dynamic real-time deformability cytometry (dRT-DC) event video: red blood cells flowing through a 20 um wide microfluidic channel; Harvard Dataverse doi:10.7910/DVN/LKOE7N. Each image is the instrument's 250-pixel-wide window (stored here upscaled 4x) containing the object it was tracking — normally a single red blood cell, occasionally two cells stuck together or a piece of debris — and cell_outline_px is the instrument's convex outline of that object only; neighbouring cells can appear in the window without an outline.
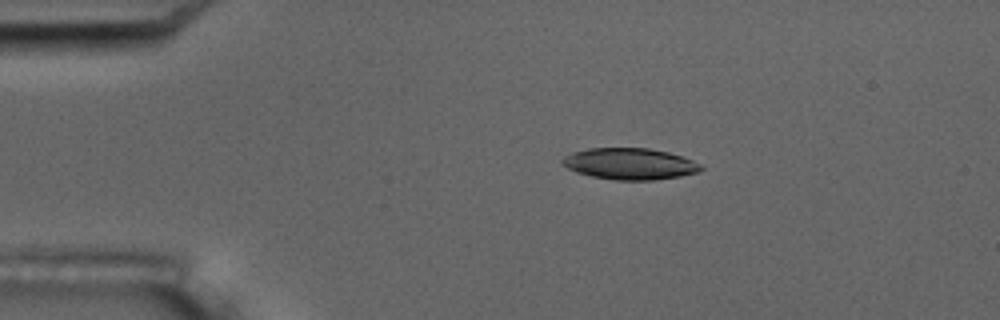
{"species": "common noctule bat (a hibernating species)", "species_latin": "Nyctalus noctula", "temperature_condition": "room temperature", "stored_images_in_passage": 5, "camera_frame_rate_fps": 3000, "um_per_image_px": 0.085, "animal": {"sex": "male", "body_mass_g": 17.5, "forearm_length_mm": 52.3}, "frame": {"image": 1, "passage_image": 3, "time_ms": 2.333, "image_size_px": [1000, 320], "cell_outline_px": [[704, 168], [700, 172], [680, 176], [652, 180], [616, 180], [592, 176], [576, 172], [568, 168], [560, 160], [564, 156], [572, 152], [588, 148], [648, 148], [668, 152], [692, 160], [700, 164]], "centroid_in_image_um": [53.53, 13.92], "position_along_channel_um": 31.5, "area_um2": 25.32}}